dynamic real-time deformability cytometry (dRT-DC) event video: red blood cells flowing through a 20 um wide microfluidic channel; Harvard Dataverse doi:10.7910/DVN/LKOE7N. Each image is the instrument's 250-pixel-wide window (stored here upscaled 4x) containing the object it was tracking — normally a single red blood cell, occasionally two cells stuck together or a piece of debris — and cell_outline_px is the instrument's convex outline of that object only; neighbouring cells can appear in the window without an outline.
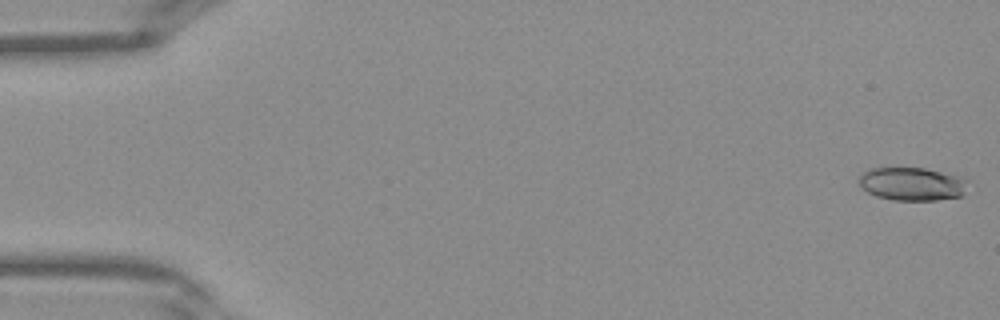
{"species": "Egyptian fruit bat (a non-hibernating species)", "species_latin": "Rousettus aegyptiacus", "temperature_condition": "warm", "stored_images_in_passage": 41, "camera_frame_rate_fps": 3000, "um_per_image_px": 0.085, "frame": {"image": 1, "passage_image": 1, "time_ms": 0.0, "image_size_px": [1000, 320], "cell_outline_px": [[968, 180], [964, 196], [936, 200], [896, 200], [876, 196], [868, 192], [856, 180], [868, 168], [924, 168], [960, 176]], "centroid_in_image_um": [77.55, 15.63], "position_along_channel_um": 7.4, "area_um2": 21.15}}
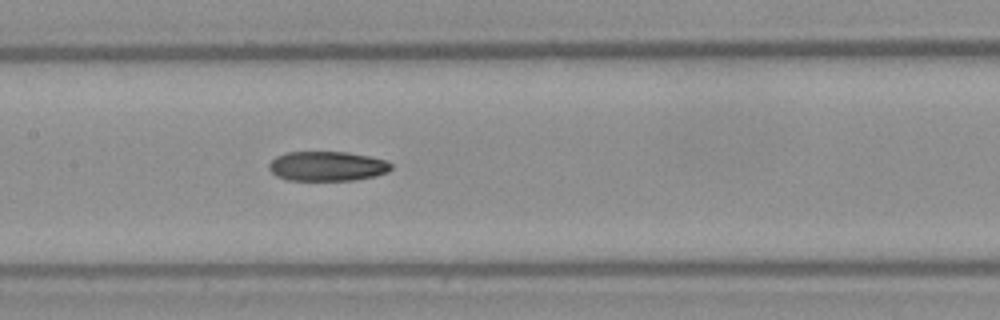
{"frame": {"image": 2, "passage_image": 20, "time_ms": 6.333, "image_size_px": [1000, 320], "cell_outline_px": [[392, 168], [388, 172], [376, 176], [356, 180], [288, 180], [276, 176], [268, 168], [268, 164], [276, 156], [288, 152], [348, 152], [388, 160], [392, 164]], "centroid_in_image_um": [27.84, 14.13], "position_along_channel_um": 179.6, "area_um2": 21.27}}
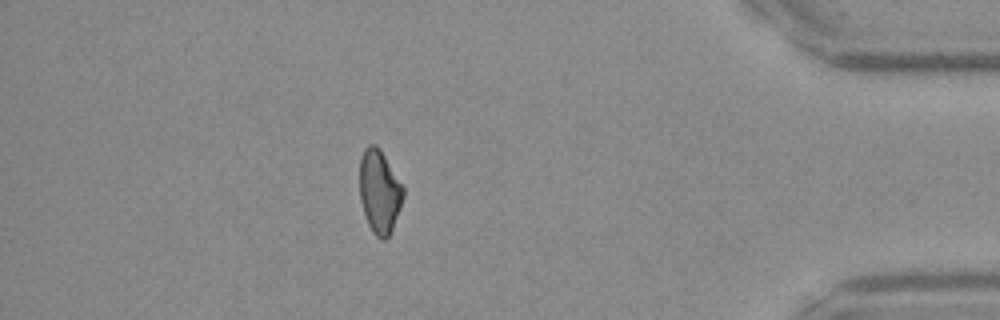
{"frame": {"image": 3, "passage_image": 36, "time_ms": 11.667, "image_size_px": [1000, 320], "cell_outline_px": [[404, 196], [400, 208], [392, 228], [388, 236], [384, 240], [380, 240], [372, 232], [368, 224], [360, 200], [360, 156], [364, 148], [368, 144], [376, 144], [380, 148], [404, 188]], "centroid_in_image_um": [32.24, 16.26], "position_along_channel_um": 403.0, "area_um2": 21.15}}